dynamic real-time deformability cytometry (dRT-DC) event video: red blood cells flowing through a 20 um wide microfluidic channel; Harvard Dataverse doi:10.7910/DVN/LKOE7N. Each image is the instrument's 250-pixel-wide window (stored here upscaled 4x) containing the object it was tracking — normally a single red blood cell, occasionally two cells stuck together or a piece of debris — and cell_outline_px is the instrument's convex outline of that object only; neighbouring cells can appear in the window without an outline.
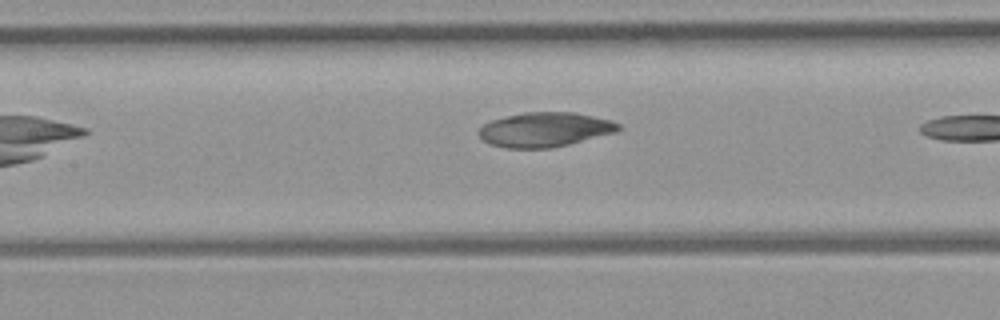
{"species": "common noctule bat (a hibernating species)", "species_latin": "Nyctalus noctula", "temperature_condition": "room temperature", "stored_images_in_passage": 7, "camera_frame_rate_fps": 3000, "um_per_image_px": 0.085, "animal": {"sex": "female", "body_mass_g": 21.9}, "frame": {"image": 1, "passage_image": 7, "time_ms": 7.667, "image_size_px": [1000, 320], "cell_outline_px": [[624, 128], [616, 132], [552, 148], [504, 148], [492, 144], [484, 140], [480, 136], [480, 128], [484, 124], [492, 120], [524, 112], [576, 112], [612, 120], [620, 124]], "centroid_in_image_um": [46.37, 11.01], "position_along_channel_um": 161.0, "area_um2": 27.98}}